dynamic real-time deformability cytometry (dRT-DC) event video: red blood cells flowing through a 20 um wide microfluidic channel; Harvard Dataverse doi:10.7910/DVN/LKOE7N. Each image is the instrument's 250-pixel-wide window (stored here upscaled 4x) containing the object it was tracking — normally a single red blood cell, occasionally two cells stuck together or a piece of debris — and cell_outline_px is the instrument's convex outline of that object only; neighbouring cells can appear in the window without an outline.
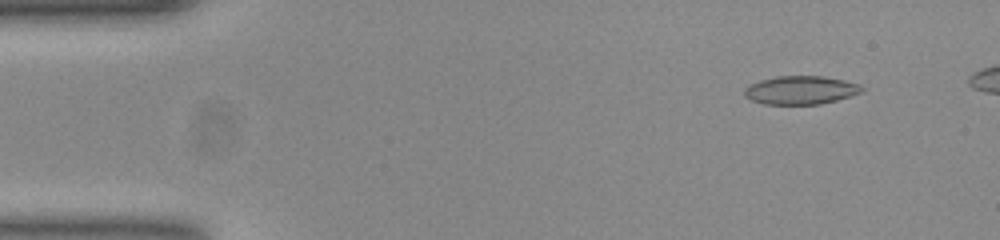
{"species": "common noctule bat (a hibernating species)", "species_latin": "Nyctalus noctula", "temperature_condition": "room temperature", "stored_images_in_passage": 49, "camera_frame_rate_fps": 3000, "um_per_image_px": 0.085, "animal": {"sex": "female", "body_mass_g": 23.0, "forearm_length_mm": 53.4}, "frame": {"image": 1, "passage_image": 5, "time_ms": 1.333, "image_size_px": [1000, 240], "cell_outline_px": [[864, 88], [860, 92], [836, 100], [820, 104], [764, 104], [752, 100], [744, 96], [744, 88], [760, 80], [776, 76], [824, 76], [844, 80], [860, 84]], "centroid_in_image_um": [68.04, 7.65], "position_along_channel_um": 17.0, "area_um2": 19.31}}
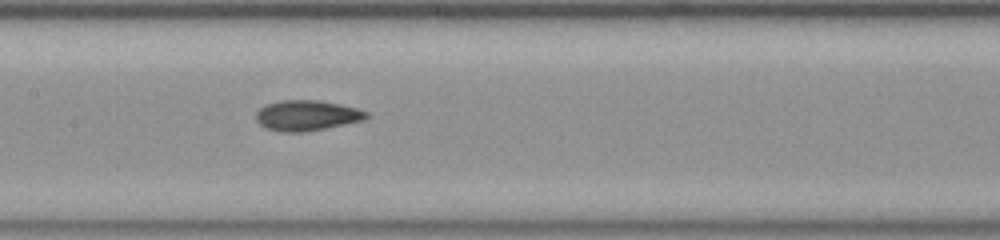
{"frame": {"image": 2, "passage_image": 25, "time_ms": 8.0, "image_size_px": [1000, 240], "cell_outline_px": [[368, 116], [364, 120], [324, 128], [300, 132], [280, 132], [268, 128], [260, 124], [256, 120], [256, 112], [260, 108], [268, 104], [280, 100], [320, 100], [340, 104], [356, 108], [368, 112]], "centroid_in_image_um": [26.07, 9.8], "position_along_channel_um": 181.3, "area_um2": 19.36}}
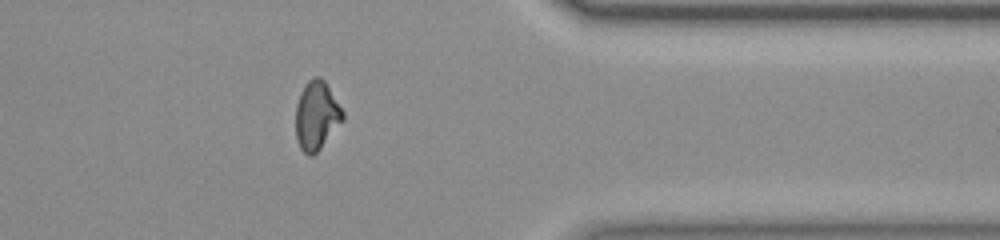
{"frame": {"image": 3, "passage_image": 42, "time_ms": 13.667, "image_size_px": [1000, 240], "cell_outline_px": [[344, 120], [320, 148], [312, 156], [308, 156], [300, 148], [296, 140], [296, 104], [300, 92], [304, 84], [312, 76], [320, 76], [324, 80], [344, 112]], "centroid_in_image_um": [26.9, 9.8], "position_along_channel_um": 384.5, "area_um2": 18.96}, "authors_computed_cell_mechanics": {"area_um2": 19.3052, "velocity_mm_per_s": 3.8773, "shape_relaxation_time_tau1_ms": null, "shape_relaxation_time_tau2_ms": 2.2795, "deformation_change_tau1": null, "deformation_change_tau2": 0.0674}}